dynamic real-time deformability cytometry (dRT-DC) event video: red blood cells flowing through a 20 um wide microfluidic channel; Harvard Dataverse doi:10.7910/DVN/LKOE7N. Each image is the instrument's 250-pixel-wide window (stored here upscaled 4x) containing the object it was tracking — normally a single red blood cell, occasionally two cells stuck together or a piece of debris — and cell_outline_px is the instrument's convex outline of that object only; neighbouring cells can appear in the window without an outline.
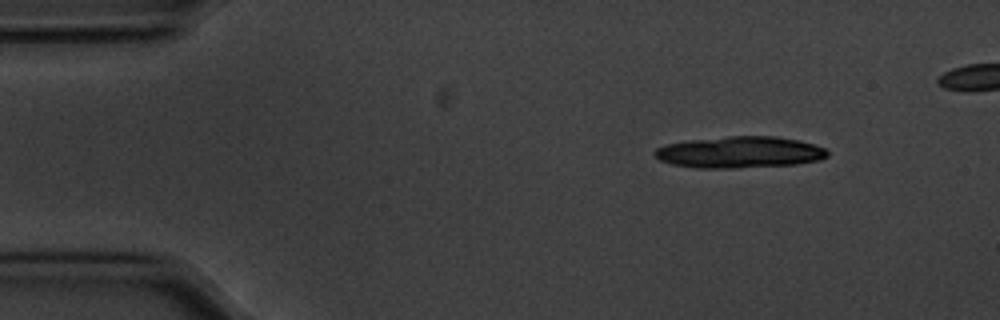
{"species": "common noctule bat (a hibernating species)", "species_latin": "Nyctalus noctula", "temperature_condition": "cold", "stored_images_in_passage": 30, "camera_frame_rate_fps": 3000, "um_per_image_px": 0.085, "animal": {"sex": "male", "body_mass_g": 20.1, "forearm_length_mm": 53.5}, "frame": {"image": 1, "passage_image": 1, "time_ms": 0.0, "image_size_px": [1000, 320], "cell_outline_px": [[828, 156], [820, 160], [796, 164], [732, 168], [700, 168], [672, 164], [660, 160], [652, 152], [656, 148], [668, 144], [692, 140], [728, 136], [776, 136], [800, 140], [824, 148], [828, 152]], "centroid_in_image_um": [62.89, 12.94], "position_along_channel_um": 22.1, "area_um2": 31.56}}
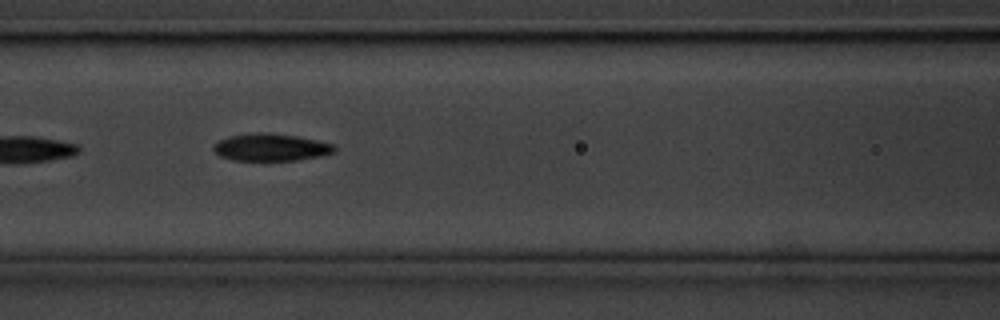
{"frame": {"image": 2, "passage_image": 18, "time_ms": 5.667, "image_size_px": [1000, 320], "cell_outline_px": [[336, 148], [332, 152], [320, 156], [296, 160], [232, 160], [220, 156], [212, 148], [220, 140], [228, 136], [296, 136], [316, 140], [332, 144]], "centroid_in_image_um": [23.04, 12.58], "position_along_channel_um": 143.6, "area_um2": 17.86}}